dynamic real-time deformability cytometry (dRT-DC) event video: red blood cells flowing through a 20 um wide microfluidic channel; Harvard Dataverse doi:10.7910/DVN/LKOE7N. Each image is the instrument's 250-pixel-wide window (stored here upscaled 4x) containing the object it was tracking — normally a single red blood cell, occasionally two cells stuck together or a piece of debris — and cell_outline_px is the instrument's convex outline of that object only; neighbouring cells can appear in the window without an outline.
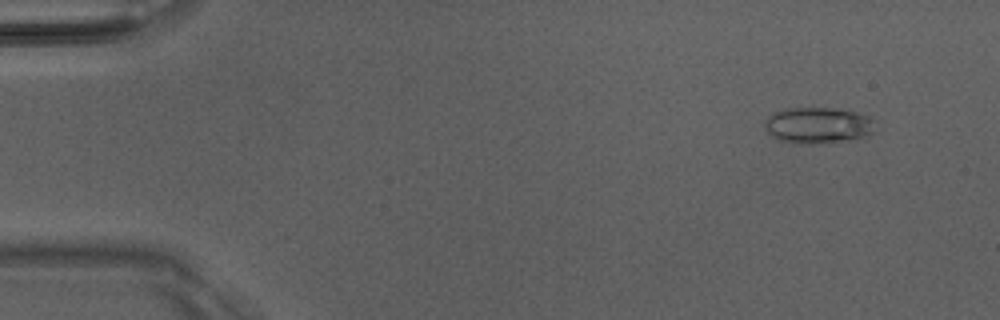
{"species": "Egyptian fruit bat (a non-hibernating species)", "species_latin": "Rousettus aegyptiacus", "temperature_condition": "room temperature", "stored_images_in_passage": 51, "camera_frame_rate_fps": 3000, "um_per_image_px": 0.085, "animal": {"sex": "male"}, "frame": {"image": 1, "passage_image": 5, "time_ms": 1.333, "image_size_px": [1000, 320], "cell_outline_px": [[876, 132], [864, 136], [848, 140], [820, 144], [808, 144], [780, 140], [772, 136], [764, 128], [764, 124], [768, 116], [784, 108], [832, 108], [856, 112], [868, 116], [876, 120]], "centroid_in_image_um": [69.58, 10.65], "position_along_channel_um": 15.4, "area_um2": 23.47}}
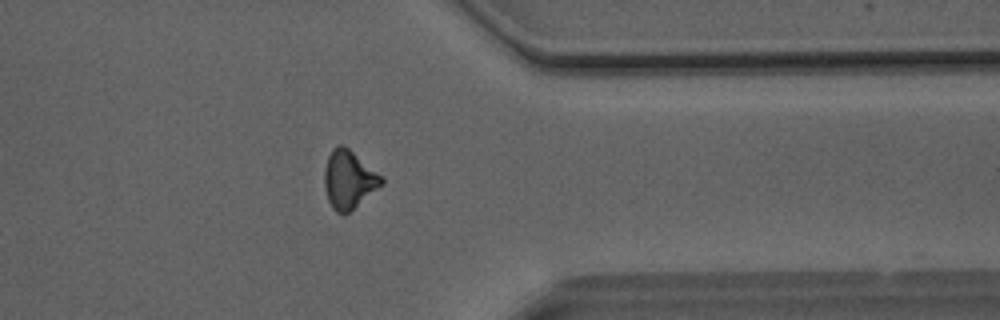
{"frame": {"image": 2, "passage_image": 41, "time_ms": 13.333, "image_size_px": [1000, 320], "cell_outline_px": [[384, 184], [344, 216], [336, 212], [332, 208], [328, 200], [324, 188], [324, 168], [328, 156], [332, 148], [336, 144], [344, 144], [384, 176]], "centroid_in_image_um": [29.66, 15.25], "position_along_channel_um": 381.7, "area_um2": 19.88}}
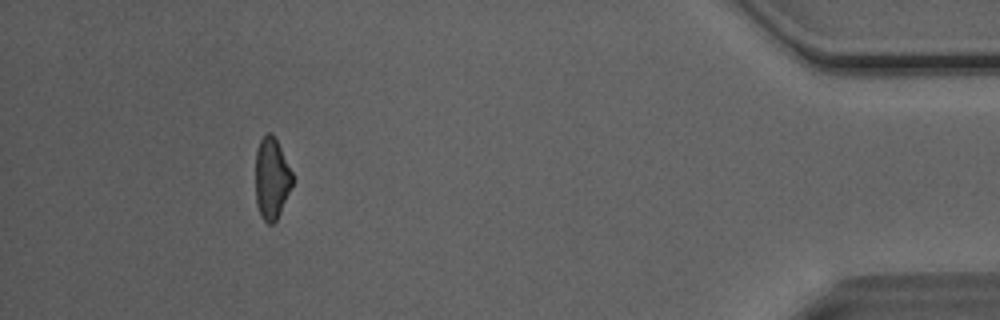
{"frame": {"image": 3, "passage_image": 47, "time_ms": 15.333, "image_size_px": [1000, 320], "cell_outline_px": [[292, 184], [280, 212], [276, 220], [272, 224], [268, 224], [260, 216], [256, 204], [256, 148], [260, 140], [268, 132], [272, 132], [292, 172]], "centroid_in_image_um": [23.06, 15.17], "position_along_channel_um": 412.1, "area_um2": 17.28}, "authors_computed_cell_mechanics": {"area_um2": 19.5364, "velocity_mm_per_s": 4.0956, "shape_relaxation_time_tau1_ms": null, "shape_relaxation_time_tau2_ms": 3.86, "deformation_change_tau1": null, "deformation_change_tau2": 0.1365}}